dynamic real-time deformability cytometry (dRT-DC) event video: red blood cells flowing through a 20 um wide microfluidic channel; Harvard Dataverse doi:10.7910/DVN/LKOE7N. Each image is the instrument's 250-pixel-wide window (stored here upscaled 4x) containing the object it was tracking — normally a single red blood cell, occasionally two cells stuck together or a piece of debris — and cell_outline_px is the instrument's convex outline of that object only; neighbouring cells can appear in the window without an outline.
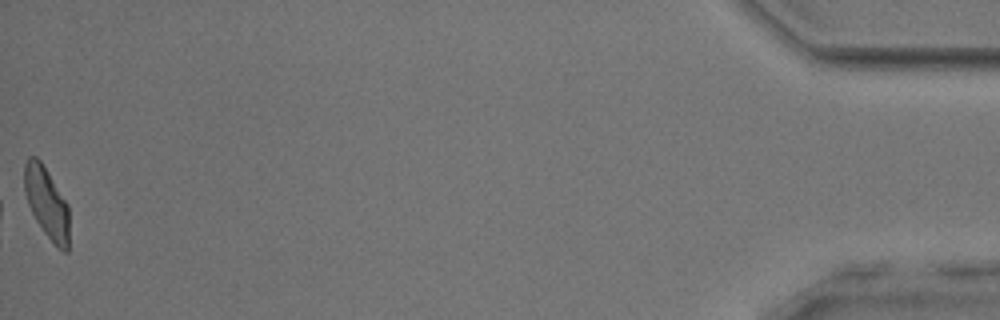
{"species": "common noctule bat (a hibernating species)", "species_latin": "Nyctalus noctula", "temperature_condition": "room temperature", "stored_images_in_passage": 53, "camera_frame_rate_fps": 3000, "um_per_image_px": 0.085, "animal": {"sex": "male", "body_mass_g": 17.9, "forearm_length_mm": 54.2}, "frame": {"image": 1, "passage_image": 53, "time_ms": 17.333, "image_size_px": [1000, 320], "cell_outline_px": [[68, 252], [64, 252], [56, 248], [44, 232], [36, 220], [28, 204], [24, 192], [24, 164], [28, 156], [36, 156], [40, 160], [68, 204]], "centroid_in_image_um": [3.95, 17.24], "position_along_channel_um": 431.2, "area_um2": 18.55}, "authors_computed_cell_mechanics": {"area_um2": 19.3052, "velocity_mm_per_s": 3.8754, "shape_relaxation_time_tau1_ms": 4.1307, "shape_relaxation_time_tau2_ms": 1.4192, "deformation_change_tau1": 0.1295, "deformation_change_tau2": 0.0931}}